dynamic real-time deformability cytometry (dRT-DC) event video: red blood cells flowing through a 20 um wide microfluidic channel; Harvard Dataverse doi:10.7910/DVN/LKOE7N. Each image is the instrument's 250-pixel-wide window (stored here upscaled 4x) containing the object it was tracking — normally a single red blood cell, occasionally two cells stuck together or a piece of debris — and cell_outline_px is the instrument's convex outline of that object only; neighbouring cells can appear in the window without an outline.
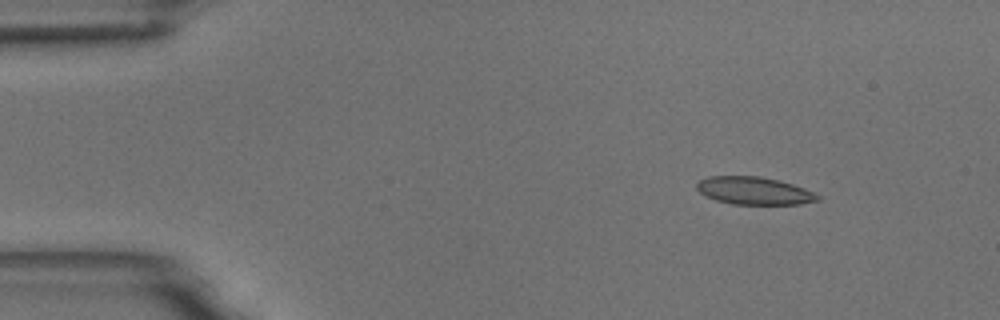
{"species": "common noctule bat (a hibernating species)", "species_latin": "Nyctalus noctula", "temperature_condition": "room temperature", "stored_images_in_passage": 4, "camera_frame_rate_fps": 3000, "um_per_image_px": 0.085, "animal": {"sex": "male", "body_mass_g": 18.8}, "frame": {"image": 1, "passage_image": 1, "time_ms": 0.0, "image_size_px": [1000, 320], "cell_outline_px": [[820, 200], [800, 204], [732, 204], [716, 200], [700, 192], [696, 188], [696, 184], [700, 180], [708, 176], [760, 176], [792, 184], [804, 188], [820, 196]], "centroid_in_image_um": [64.09, 16.21], "position_along_channel_um": 20.9, "area_um2": 19.31}}